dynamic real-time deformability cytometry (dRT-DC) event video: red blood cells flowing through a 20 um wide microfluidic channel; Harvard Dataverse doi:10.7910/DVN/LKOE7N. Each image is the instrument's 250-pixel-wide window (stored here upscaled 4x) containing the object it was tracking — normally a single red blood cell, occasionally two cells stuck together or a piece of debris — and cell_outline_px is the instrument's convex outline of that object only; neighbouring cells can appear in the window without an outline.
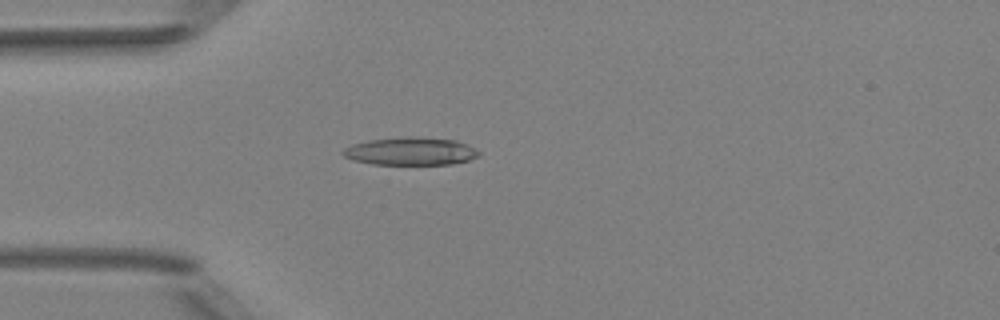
{"species": "Egyptian fruit bat (a non-hibernating species)", "species_latin": "Rousettus aegyptiacus", "temperature_condition": "room temperature", "stored_images_in_passage": 1, "camera_frame_rate_fps": 3000, "um_per_image_px": 0.085, "animal": {"sex": "female"}, "frame": {"image": 1, "passage_image": 1, "time_ms": 0.0, "image_size_px": [1000, 320], "cell_outline_px": [[480, 156], [468, 160], [452, 164], [372, 164], [352, 160], [344, 156], [340, 152], [344, 148], [352, 144], [368, 140], [408, 136], [412, 136], [456, 140], [468, 144], [480, 152]], "centroid_in_image_um": [34.89, 12.85], "position_along_channel_um": 50.1, "area_um2": 22.2}}